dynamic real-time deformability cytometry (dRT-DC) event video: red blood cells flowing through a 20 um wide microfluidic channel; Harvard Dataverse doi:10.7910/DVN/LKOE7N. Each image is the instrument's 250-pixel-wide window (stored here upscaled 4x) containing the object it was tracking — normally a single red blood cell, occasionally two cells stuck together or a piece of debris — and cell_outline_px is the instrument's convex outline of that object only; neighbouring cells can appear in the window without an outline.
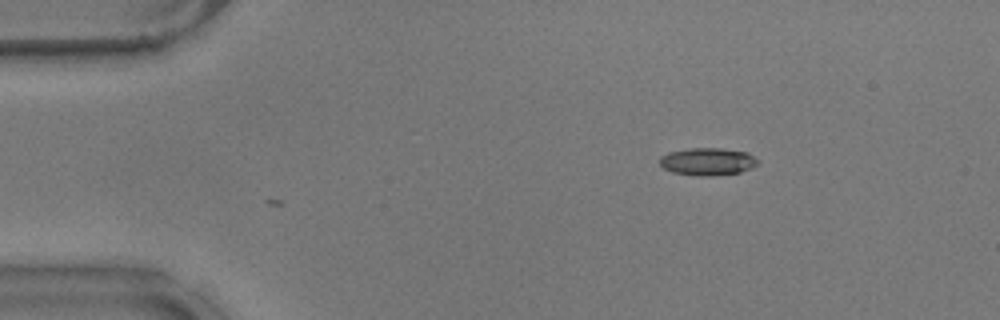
{"species": "common noctule bat (a hibernating species)", "species_latin": "Nyctalus noctula", "temperature_condition": "warm", "stored_images_in_passage": 40, "camera_frame_rate_fps": 3000, "um_per_image_px": 0.085, "animal": {"sex": "male", "body_mass_g": 17.9}, "frame": {"image": 1, "passage_image": 1, "time_ms": 0.0, "image_size_px": [1000, 320], "cell_outline_px": [[760, 160], [756, 164], [740, 172], [712, 176], [696, 176], [672, 172], [664, 168], [660, 164], [660, 156], [668, 152], [688, 148], [720, 148], [748, 152]], "centroid_in_image_um": [60.13, 13.72], "position_along_channel_um": 24.9, "area_um2": 15.78}}
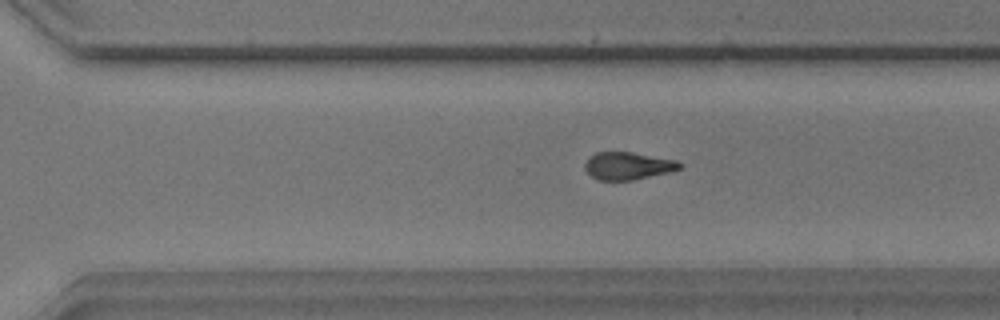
{"frame": {"image": 2, "passage_image": 30, "time_ms": 9.667, "image_size_px": [1000, 320], "cell_outline_px": [[684, 164], [680, 168], [672, 172], [632, 180], [600, 180], [592, 176], [584, 168], [584, 164], [588, 156], [596, 152], [632, 152], [676, 160]], "centroid_in_image_um": [53.38, 14.09], "position_along_channel_um": 317.2, "area_um2": 15.32}}
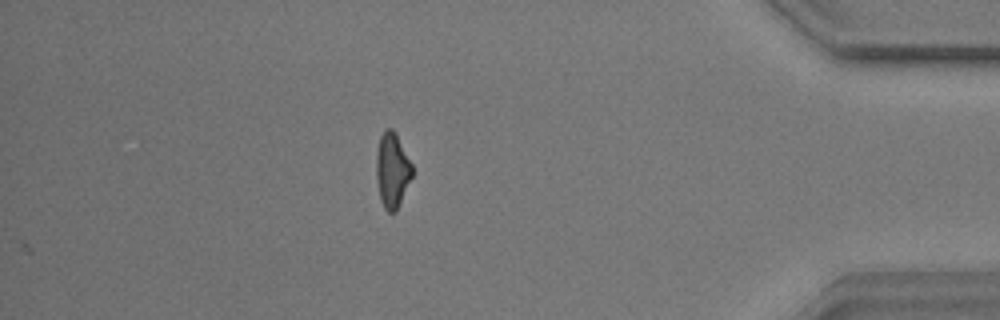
{"frame": {"image": 3, "passage_image": 40, "time_ms": 13.0, "image_size_px": [1000, 320], "cell_outline_px": [[412, 176], [396, 212], [388, 212], [384, 208], [380, 200], [376, 180], [376, 152], [380, 136], [384, 128], [392, 128], [396, 132], [412, 164]], "centroid_in_image_um": [33.32, 14.44], "position_along_channel_um": 401.9, "area_um2": 15.9}, "authors_computed_cell_mechanics": {"area_um2": 15.895, "velocity_mm_per_s": 3.7344, "shape_relaxation_time_tau1_ms": 4.6028, "shape_relaxation_time_tau2_ms": 3.5423, "deformation_change_tau1": 0.1533, "deformation_change_tau2": 0.1099}}